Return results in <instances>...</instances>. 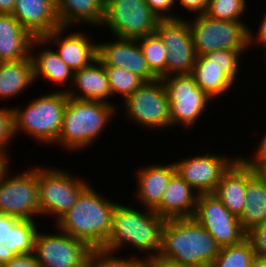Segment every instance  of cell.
Masks as SVG:
<instances>
[{
    "mask_svg": "<svg viewBox=\"0 0 266 267\" xmlns=\"http://www.w3.org/2000/svg\"><path fill=\"white\" fill-rule=\"evenodd\" d=\"M155 32L167 50V76L191 74L197 54L188 20L186 18L161 20Z\"/></svg>",
    "mask_w": 266,
    "mask_h": 267,
    "instance_id": "cell-16",
    "label": "cell"
},
{
    "mask_svg": "<svg viewBox=\"0 0 266 267\" xmlns=\"http://www.w3.org/2000/svg\"><path fill=\"white\" fill-rule=\"evenodd\" d=\"M246 238L250 241L255 256L266 257V222L248 231Z\"/></svg>",
    "mask_w": 266,
    "mask_h": 267,
    "instance_id": "cell-37",
    "label": "cell"
},
{
    "mask_svg": "<svg viewBox=\"0 0 266 267\" xmlns=\"http://www.w3.org/2000/svg\"><path fill=\"white\" fill-rule=\"evenodd\" d=\"M14 139L12 106L7 107L6 105H2L0 107V151L8 154L11 157L10 148Z\"/></svg>",
    "mask_w": 266,
    "mask_h": 267,
    "instance_id": "cell-35",
    "label": "cell"
},
{
    "mask_svg": "<svg viewBox=\"0 0 266 267\" xmlns=\"http://www.w3.org/2000/svg\"><path fill=\"white\" fill-rule=\"evenodd\" d=\"M2 267H41V265L38 263L34 252H31L15 255L8 262L4 263Z\"/></svg>",
    "mask_w": 266,
    "mask_h": 267,
    "instance_id": "cell-40",
    "label": "cell"
},
{
    "mask_svg": "<svg viewBox=\"0 0 266 267\" xmlns=\"http://www.w3.org/2000/svg\"><path fill=\"white\" fill-rule=\"evenodd\" d=\"M161 80L170 107V130L175 131V126L184 131L197 128L195 125L204 118L207 108H212L213 100L197 86L191 74L170 75Z\"/></svg>",
    "mask_w": 266,
    "mask_h": 267,
    "instance_id": "cell-9",
    "label": "cell"
},
{
    "mask_svg": "<svg viewBox=\"0 0 266 267\" xmlns=\"http://www.w3.org/2000/svg\"><path fill=\"white\" fill-rule=\"evenodd\" d=\"M38 221L0 214V265L15 255L34 252L37 232L40 227L44 229Z\"/></svg>",
    "mask_w": 266,
    "mask_h": 267,
    "instance_id": "cell-19",
    "label": "cell"
},
{
    "mask_svg": "<svg viewBox=\"0 0 266 267\" xmlns=\"http://www.w3.org/2000/svg\"><path fill=\"white\" fill-rule=\"evenodd\" d=\"M10 169L0 177V214L39 219L37 166L24 168L18 174Z\"/></svg>",
    "mask_w": 266,
    "mask_h": 267,
    "instance_id": "cell-12",
    "label": "cell"
},
{
    "mask_svg": "<svg viewBox=\"0 0 266 267\" xmlns=\"http://www.w3.org/2000/svg\"><path fill=\"white\" fill-rule=\"evenodd\" d=\"M109 80V87L111 90V98L118 96L122 99L118 101L123 102L129 95H131L138 87L145 81L138 75L131 73L129 70L119 67H104Z\"/></svg>",
    "mask_w": 266,
    "mask_h": 267,
    "instance_id": "cell-32",
    "label": "cell"
},
{
    "mask_svg": "<svg viewBox=\"0 0 266 267\" xmlns=\"http://www.w3.org/2000/svg\"><path fill=\"white\" fill-rule=\"evenodd\" d=\"M219 154V155H218ZM215 152L187 155L174 161L176 172L197 192L213 194L223 174L239 158V154ZM233 155V156H232Z\"/></svg>",
    "mask_w": 266,
    "mask_h": 267,
    "instance_id": "cell-14",
    "label": "cell"
},
{
    "mask_svg": "<svg viewBox=\"0 0 266 267\" xmlns=\"http://www.w3.org/2000/svg\"><path fill=\"white\" fill-rule=\"evenodd\" d=\"M35 84L31 56L18 61L0 62V100H11Z\"/></svg>",
    "mask_w": 266,
    "mask_h": 267,
    "instance_id": "cell-28",
    "label": "cell"
},
{
    "mask_svg": "<svg viewBox=\"0 0 266 267\" xmlns=\"http://www.w3.org/2000/svg\"><path fill=\"white\" fill-rule=\"evenodd\" d=\"M145 2L161 20L185 17L184 14L180 15L173 12L176 11L174 8H177L176 0H145Z\"/></svg>",
    "mask_w": 266,
    "mask_h": 267,
    "instance_id": "cell-36",
    "label": "cell"
},
{
    "mask_svg": "<svg viewBox=\"0 0 266 267\" xmlns=\"http://www.w3.org/2000/svg\"><path fill=\"white\" fill-rule=\"evenodd\" d=\"M256 173L266 182V160H263L255 167Z\"/></svg>",
    "mask_w": 266,
    "mask_h": 267,
    "instance_id": "cell-45",
    "label": "cell"
},
{
    "mask_svg": "<svg viewBox=\"0 0 266 267\" xmlns=\"http://www.w3.org/2000/svg\"><path fill=\"white\" fill-rule=\"evenodd\" d=\"M258 29H251L252 26H248V48L249 51L254 47L266 44V12L261 17V22L256 25ZM256 31V32H255ZM254 46V47H253Z\"/></svg>",
    "mask_w": 266,
    "mask_h": 267,
    "instance_id": "cell-39",
    "label": "cell"
},
{
    "mask_svg": "<svg viewBox=\"0 0 266 267\" xmlns=\"http://www.w3.org/2000/svg\"><path fill=\"white\" fill-rule=\"evenodd\" d=\"M256 173L255 168L238 158L223 174L213 194L236 217H240L245 205L247 181Z\"/></svg>",
    "mask_w": 266,
    "mask_h": 267,
    "instance_id": "cell-23",
    "label": "cell"
},
{
    "mask_svg": "<svg viewBox=\"0 0 266 267\" xmlns=\"http://www.w3.org/2000/svg\"><path fill=\"white\" fill-rule=\"evenodd\" d=\"M16 0H0V14H13Z\"/></svg>",
    "mask_w": 266,
    "mask_h": 267,
    "instance_id": "cell-43",
    "label": "cell"
},
{
    "mask_svg": "<svg viewBox=\"0 0 266 267\" xmlns=\"http://www.w3.org/2000/svg\"><path fill=\"white\" fill-rule=\"evenodd\" d=\"M245 199L243 212L238 219L247 233L266 222V182L257 173L247 181Z\"/></svg>",
    "mask_w": 266,
    "mask_h": 267,
    "instance_id": "cell-29",
    "label": "cell"
},
{
    "mask_svg": "<svg viewBox=\"0 0 266 267\" xmlns=\"http://www.w3.org/2000/svg\"><path fill=\"white\" fill-rule=\"evenodd\" d=\"M137 185L135 196L130 200L136 198V203L140 204L142 208L155 210L161 202L162 196L171 177L176 173L174 162L169 164L153 163L146 166L139 167L136 171Z\"/></svg>",
    "mask_w": 266,
    "mask_h": 267,
    "instance_id": "cell-21",
    "label": "cell"
},
{
    "mask_svg": "<svg viewBox=\"0 0 266 267\" xmlns=\"http://www.w3.org/2000/svg\"><path fill=\"white\" fill-rule=\"evenodd\" d=\"M160 21L145 0H105L100 29L108 28L113 37L137 40L154 33Z\"/></svg>",
    "mask_w": 266,
    "mask_h": 267,
    "instance_id": "cell-11",
    "label": "cell"
},
{
    "mask_svg": "<svg viewBox=\"0 0 266 267\" xmlns=\"http://www.w3.org/2000/svg\"><path fill=\"white\" fill-rule=\"evenodd\" d=\"M12 15L33 38H44L60 27L54 0H16Z\"/></svg>",
    "mask_w": 266,
    "mask_h": 267,
    "instance_id": "cell-22",
    "label": "cell"
},
{
    "mask_svg": "<svg viewBox=\"0 0 266 267\" xmlns=\"http://www.w3.org/2000/svg\"><path fill=\"white\" fill-rule=\"evenodd\" d=\"M193 45L197 56L216 50L248 49V26L245 21H224L209 17L207 14L194 15L188 19Z\"/></svg>",
    "mask_w": 266,
    "mask_h": 267,
    "instance_id": "cell-10",
    "label": "cell"
},
{
    "mask_svg": "<svg viewBox=\"0 0 266 267\" xmlns=\"http://www.w3.org/2000/svg\"><path fill=\"white\" fill-rule=\"evenodd\" d=\"M93 187L90 183L53 226L83 241L91 249H104L111 234L112 214L117 202Z\"/></svg>",
    "mask_w": 266,
    "mask_h": 267,
    "instance_id": "cell-2",
    "label": "cell"
},
{
    "mask_svg": "<svg viewBox=\"0 0 266 267\" xmlns=\"http://www.w3.org/2000/svg\"><path fill=\"white\" fill-rule=\"evenodd\" d=\"M54 4L61 27L84 24L99 29L103 22L105 0H54Z\"/></svg>",
    "mask_w": 266,
    "mask_h": 267,
    "instance_id": "cell-26",
    "label": "cell"
},
{
    "mask_svg": "<svg viewBox=\"0 0 266 267\" xmlns=\"http://www.w3.org/2000/svg\"><path fill=\"white\" fill-rule=\"evenodd\" d=\"M193 219L204 227L222 248L246 238L238 217L233 215L214 194H200Z\"/></svg>",
    "mask_w": 266,
    "mask_h": 267,
    "instance_id": "cell-15",
    "label": "cell"
},
{
    "mask_svg": "<svg viewBox=\"0 0 266 267\" xmlns=\"http://www.w3.org/2000/svg\"><path fill=\"white\" fill-rule=\"evenodd\" d=\"M248 51L216 50L206 55L197 56L191 75L197 86L202 89L211 100L219 101L226 93L238 85L243 56ZM242 58V59H241ZM238 78V80H237ZM236 81V82H235ZM233 87V88H232Z\"/></svg>",
    "mask_w": 266,
    "mask_h": 267,
    "instance_id": "cell-7",
    "label": "cell"
},
{
    "mask_svg": "<svg viewBox=\"0 0 266 267\" xmlns=\"http://www.w3.org/2000/svg\"><path fill=\"white\" fill-rule=\"evenodd\" d=\"M118 112L124 114V120L145 128L147 132L170 130V107L167 93L161 79L144 82L122 103ZM123 107V108H122ZM120 108L125 112L119 111Z\"/></svg>",
    "mask_w": 266,
    "mask_h": 267,
    "instance_id": "cell-8",
    "label": "cell"
},
{
    "mask_svg": "<svg viewBox=\"0 0 266 267\" xmlns=\"http://www.w3.org/2000/svg\"><path fill=\"white\" fill-rule=\"evenodd\" d=\"M210 0H176V5L178 8H182V11L184 9L193 15L202 14L205 13Z\"/></svg>",
    "mask_w": 266,
    "mask_h": 267,
    "instance_id": "cell-41",
    "label": "cell"
},
{
    "mask_svg": "<svg viewBox=\"0 0 266 267\" xmlns=\"http://www.w3.org/2000/svg\"><path fill=\"white\" fill-rule=\"evenodd\" d=\"M112 41H97V59L104 67H119L129 70L145 82L157 78L150 72L143 51L136 39L112 37Z\"/></svg>",
    "mask_w": 266,
    "mask_h": 267,
    "instance_id": "cell-18",
    "label": "cell"
},
{
    "mask_svg": "<svg viewBox=\"0 0 266 267\" xmlns=\"http://www.w3.org/2000/svg\"><path fill=\"white\" fill-rule=\"evenodd\" d=\"M250 267H266V257L255 256Z\"/></svg>",
    "mask_w": 266,
    "mask_h": 267,
    "instance_id": "cell-46",
    "label": "cell"
},
{
    "mask_svg": "<svg viewBox=\"0 0 266 267\" xmlns=\"http://www.w3.org/2000/svg\"><path fill=\"white\" fill-rule=\"evenodd\" d=\"M130 202L127 205L124 201L123 203L117 201L112 214L111 234L104 249L122 253L126 250L124 248H129L137 252L130 256L136 255L142 260L158 256L161 248L162 228L166 220L155 211L142 209V207L140 209Z\"/></svg>",
    "mask_w": 266,
    "mask_h": 267,
    "instance_id": "cell-1",
    "label": "cell"
},
{
    "mask_svg": "<svg viewBox=\"0 0 266 267\" xmlns=\"http://www.w3.org/2000/svg\"><path fill=\"white\" fill-rule=\"evenodd\" d=\"M55 230L53 234L41 228L37 232L34 254L41 267H85L92 249L66 232Z\"/></svg>",
    "mask_w": 266,
    "mask_h": 267,
    "instance_id": "cell-13",
    "label": "cell"
},
{
    "mask_svg": "<svg viewBox=\"0 0 266 267\" xmlns=\"http://www.w3.org/2000/svg\"><path fill=\"white\" fill-rule=\"evenodd\" d=\"M33 39L13 15L0 14V62L28 58Z\"/></svg>",
    "mask_w": 266,
    "mask_h": 267,
    "instance_id": "cell-27",
    "label": "cell"
},
{
    "mask_svg": "<svg viewBox=\"0 0 266 267\" xmlns=\"http://www.w3.org/2000/svg\"><path fill=\"white\" fill-rule=\"evenodd\" d=\"M12 159L11 157L0 151V177L2 176V173L10 166V164L12 165Z\"/></svg>",
    "mask_w": 266,
    "mask_h": 267,
    "instance_id": "cell-44",
    "label": "cell"
},
{
    "mask_svg": "<svg viewBox=\"0 0 266 267\" xmlns=\"http://www.w3.org/2000/svg\"><path fill=\"white\" fill-rule=\"evenodd\" d=\"M197 192L176 172L154 210L164 220L190 219L195 213Z\"/></svg>",
    "mask_w": 266,
    "mask_h": 267,
    "instance_id": "cell-24",
    "label": "cell"
},
{
    "mask_svg": "<svg viewBox=\"0 0 266 267\" xmlns=\"http://www.w3.org/2000/svg\"><path fill=\"white\" fill-rule=\"evenodd\" d=\"M150 72L157 78L167 77V50L160 36L154 32L137 39Z\"/></svg>",
    "mask_w": 266,
    "mask_h": 267,
    "instance_id": "cell-30",
    "label": "cell"
},
{
    "mask_svg": "<svg viewBox=\"0 0 266 267\" xmlns=\"http://www.w3.org/2000/svg\"><path fill=\"white\" fill-rule=\"evenodd\" d=\"M142 267H194V266L179 264L174 261L165 258H160L159 256H155L152 258H147L145 260H142Z\"/></svg>",
    "mask_w": 266,
    "mask_h": 267,
    "instance_id": "cell-42",
    "label": "cell"
},
{
    "mask_svg": "<svg viewBox=\"0 0 266 267\" xmlns=\"http://www.w3.org/2000/svg\"><path fill=\"white\" fill-rule=\"evenodd\" d=\"M49 92L48 94L43 92L37 98H32L31 102H27L24 107H22L23 104L20 107L19 105L12 107L14 137L24 133L38 145L46 144L49 147H56L68 94L61 90L57 91V89Z\"/></svg>",
    "mask_w": 266,
    "mask_h": 267,
    "instance_id": "cell-5",
    "label": "cell"
},
{
    "mask_svg": "<svg viewBox=\"0 0 266 267\" xmlns=\"http://www.w3.org/2000/svg\"><path fill=\"white\" fill-rule=\"evenodd\" d=\"M51 48V45L44 38L33 39L30 46V56L33 64L34 82L36 83L42 78V80L52 83L53 88L55 85L61 87L59 90L66 92L72 84L73 71L59 57L55 49ZM34 50L38 51L35 52Z\"/></svg>",
    "mask_w": 266,
    "mask_h": 267,
    "instance_id": "cell-20",
    "label": "cell"
},
{
    "mask_svg": "<svg viewBox=\"0 0 266 267\" xmlns=\"http://www.w3.org/2000/svg\"><path fill=\"white\" fill-rule=\"evenodd\" d=\"M255 253L245 238L238 244L222 247L210 267H250Z\"/></svg>",
    "mask_w": 266,
    "mask_h": 267,
    "instance_id": "cell-31",
    "label": "cell"
},
{
    "mask_svg": "<svg viewBox=\"0 0 266 267\" xmlns=\"http://www.w3.org/2000/svg\"><path fill=\"white\" fill-rule=\"evenodd\" d=\"M248 3L249 0H210L205 14L214 19L247 23L244 17L246 18L247 12L250 11Z\"/></svg>",
    "mask_w": 266,
    "mask_h": 267,
    "instance_id": "cell-33",
    "label": "cell"
},
{
    "mask_svg": "<svg viewBox=\"0 0 266 267\" xmlns=\"http://www.w3.org/2000/svg\"><path fill=\"white\" fill-rule=\"evenodd\" d=\"M114 103L68 97L56 146L70 153H81L93 147L119 113L118 103Z\"/></svg>",
    "mask_w": 266,
    "mask_h": 267,
    "instance_id": "cell-3",
    "label": "cell"
},
{
    "mask_svg": "<svg viewBox=\"0 0 266 267\" xmlns=\"http://www.w3.org/2000/svg\"><path fill=\"white\" fill-rule=\"evenodd\" d=\"M106 249H92L85 267H142V259L135 256H121Z\"/></svg>",
    "mask_w": 266,
    "mask_h": 267,
    "instance_id": "cell-34",
    "label": "cell"
},
{
    "mask_svg": "<svg viewBox=\"0 0 266 267\" xmlns=\"http://www.w3.org/2000/svg\"><path fill=\"white\" fill-rule=\"evenodd\" d=\"M68 97L78 100L101 101L114 104L111 99L109 80L103 64L94 60L89 66L73 72Z\"/></svg>",
    "mask_w": 266,
    "mask_h": 267,
    "instance_id": "cell-25",
    "label": "cell"
},
{
    "mask_svg": "<svg viewBox=\"0 0 266 267\" xmlns=\"http://www.w3.org/2000/svg\"><path fill=\"white\" fill-rule=\"evenodd\" d=\"M252 153L253 154H246L248 156H246L244 153H240L239 158L245 164L253 168H255L263 160H266V131L262 134V136H260L258 144L255 146V150H253Z\"/></svg>",
    "mask_w": 266,
    "mask_h": 267,
    "instance_id": "cell-38",
    "label": "cell"
},
{
    "mask_svg": "<svg viewBox=\"0 0 266 267\" xmlns=\"http://www.w3.org/2000/svg\"><path fill=\"white\" fill-rule=\"evenodd\" d=\"M263 50H262V53H264L262 56H263V59L262 60H264V65L266 66V44H264V45H261L260 46ZM264 51V52H263Z\"/></svg>",
    "mask_w": 266,
    "mask_h": 267,
    "instance_id": "cell-47",
    "label": "cell"
},
{
    "mask_svg": "<svg viewBox=\"0 0 266 267\" xmlns=\"http://www.w3.org/2000/svg\"><path fill=\"white\" fill-rule=\"evenodd\" d=\"M42 165H37L39 219L46 216L55 223L75 204L91 181L78 177L64 167Z\"/></svg>",
    "mask_w": 266,
    "mask_h": 267,
    "instance_id": "cell-6",
    "label": "cell"
},
{
    "mask_svg": "<svg viewBox=\"0 0 266 267\" xmlns=\"http://www.w3.org/2000/svg\"><path fill=\"white\" fill-rule=\"evenodd\" d=\"M75 30L72 32L71 27L60 26L44 37L48 44L56 45L55 51L73 72L89 66L97 59V41L91 38L89 30Z\"/></svg>",
    "mask_w": 266,
    "mask_h": 267,
    "instance_id": "cell-17",
    "label": "cell"
},
{
    "mask_svg": "<svg viewBox=\"0 0 266 267\" xmlns=\"http://www.w3.org/2000/svg\"><path fill=\"white\" fill-rule=\"evenodd\" d=\"M221 247L193 218L166 220L158 256L179 264L210 267Z\"/></svg>",
    "mask_w": 266,
    "mask_h": 267,
    "instance_id": "cell-4",
    "label": "cell"
}]
</instances>
